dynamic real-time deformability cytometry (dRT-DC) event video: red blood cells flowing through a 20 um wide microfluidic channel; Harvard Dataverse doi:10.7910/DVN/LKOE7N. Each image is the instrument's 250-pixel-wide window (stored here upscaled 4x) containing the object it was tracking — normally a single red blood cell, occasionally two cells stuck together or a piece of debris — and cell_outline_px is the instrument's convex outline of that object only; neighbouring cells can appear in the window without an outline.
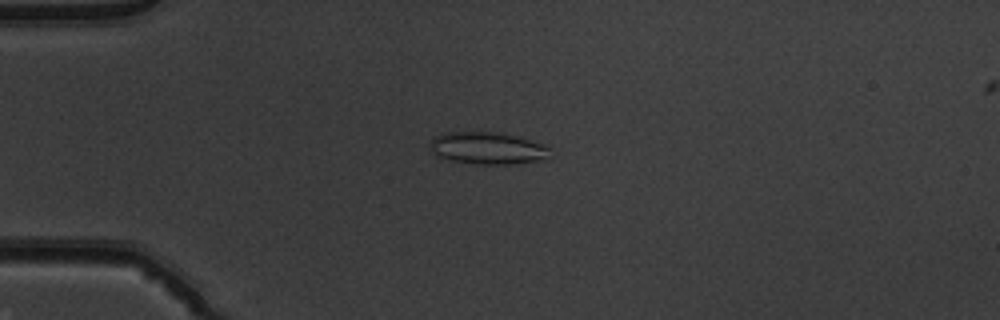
{"species": "common noctule bat (a hibernating species)", "species_latin": "Nyctalus noctula", "temperature_condition": "warm", "stored_images_in_passage": 50, "camera_frame_rate_fps": 3000, "um_per_image_px": 0.085, "animal": {"sex": "male", "body_mass_g": 19.5, "forearm_length_mm": 54.6}, "frame": {"image": 1, "passage_image": 12, "time_ms": 3.667, "image_size_px": [1000, 320], "cell_outline_px": [[552, 148], [536, 160], [512, 164], [476, 164], [452, 160], [440, 156], [432, 152], [432, 140], [436, 136], [444, 132], [496, 132], [516, 136], [548, 144]], "centroid_in_image_um": [41.44, 12.57], "position_along_channel_um": 43.6, "area_um2": 21.96}}
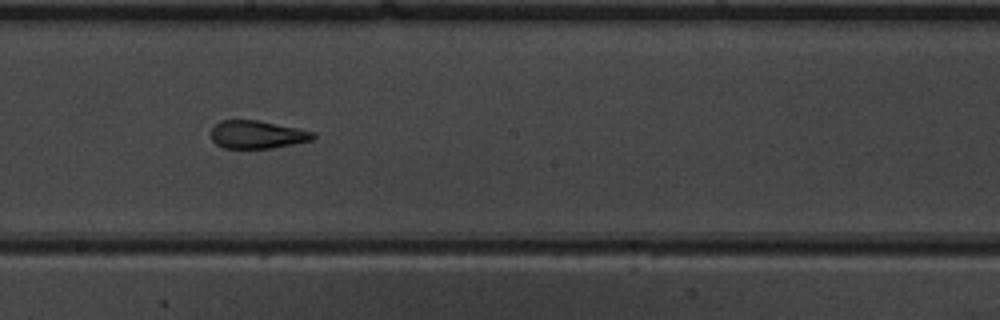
{"frame": {"image": 2, "passage_image": 28, "time_ms": 9.0, "image_size_px": [1000, 320], "cell_outline_px": [[316, 136], [312, 140], [292, 144], [268, 148], [224, 148], [216, 144], [212, 140], [212, 128], [220, 120], [256, 120], [316, 132]], "centroid_in_image_um": [21.85, 11.44], "position_along_channel_um": 226.3, "area_um2": 16.42}}
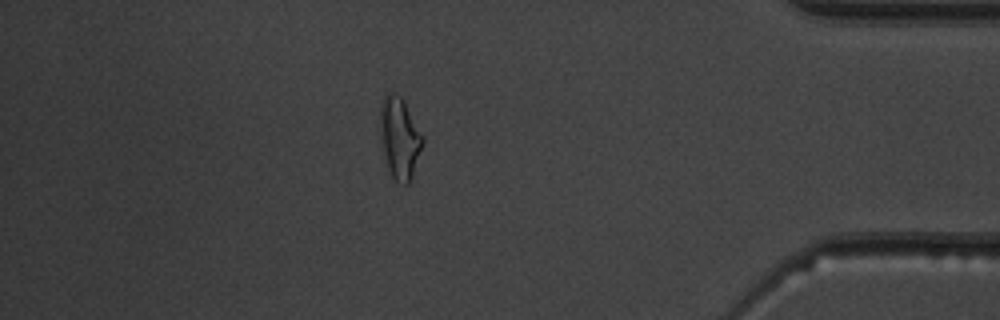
{"frame": {"image": 3, "passage_image": 44, "time_ms": 14.333, "image_size_px": [1000, 320], "cell_outline_px": [[424, 140], [412, 176], [408, 184], [404, 184], [396, 180], [392, 176], [384, 160], [380, 140], [380, 104], [384, 96], [388, 92], [392, 92], [400, 96], [404, 100], [424, 136]], "centroid_in_image_um": [33.95, 11.69], "position_along_channel_um": 401.2, "area_um2": 20.35}, "authors_computed_cell_mechanics": {"area_um2": 18.3804, "velocity_mm_per_s": 3.934, "shape_relaxation_time_tau1_ms": 9.9363, "shape_relaxation_time_tau2_ms": 1.6688, "deformation_change_tau1": 0.2671, "deformation_change_tau2": 0.1087}}